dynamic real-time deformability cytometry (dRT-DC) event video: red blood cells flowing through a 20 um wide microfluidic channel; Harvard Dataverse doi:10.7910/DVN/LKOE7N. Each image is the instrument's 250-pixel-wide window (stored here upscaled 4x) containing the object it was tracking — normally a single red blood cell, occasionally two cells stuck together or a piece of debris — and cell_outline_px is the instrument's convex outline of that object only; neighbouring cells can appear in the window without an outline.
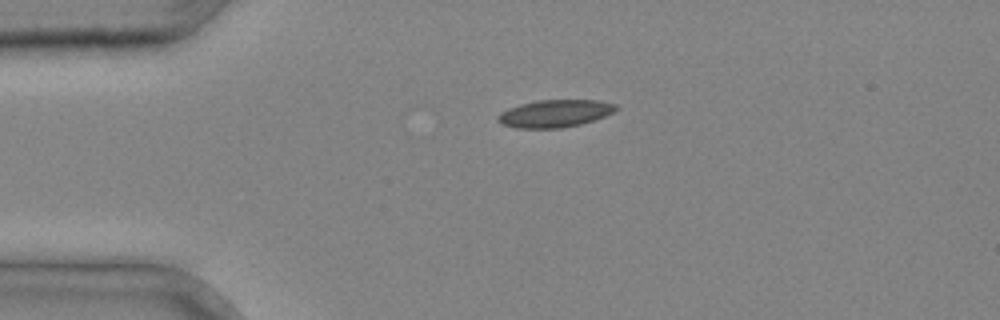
{"species": "common noctule bat (a hibernating species)", "species_latin": "Nyctalus noctula", "temperature_condition": "cold", "stored_images_in_passage": 3, "camera_frame_rate_fps": 3000, "um_per_image_px": 0.085, "animal": {"sex": "male", "body_mass_g": 20.4}, "frame": {"image": 1, "passage_image": 3, "time_ms": 0.667, "image_size_px": [1000, 320], "cell_outline_px": [[620, 108], [604, 116], [580, 124], [560, 128], [516, 128], [504, 124], [496, 120], [496, 116], [500, 112], [508, 108], [520, 104], [536, 100], [596, 100], [616, 104]], "centroid_in_image_um": [47.14, 9.64], "position_along_channel_um": 37.9, "area_um2": 18.84}}